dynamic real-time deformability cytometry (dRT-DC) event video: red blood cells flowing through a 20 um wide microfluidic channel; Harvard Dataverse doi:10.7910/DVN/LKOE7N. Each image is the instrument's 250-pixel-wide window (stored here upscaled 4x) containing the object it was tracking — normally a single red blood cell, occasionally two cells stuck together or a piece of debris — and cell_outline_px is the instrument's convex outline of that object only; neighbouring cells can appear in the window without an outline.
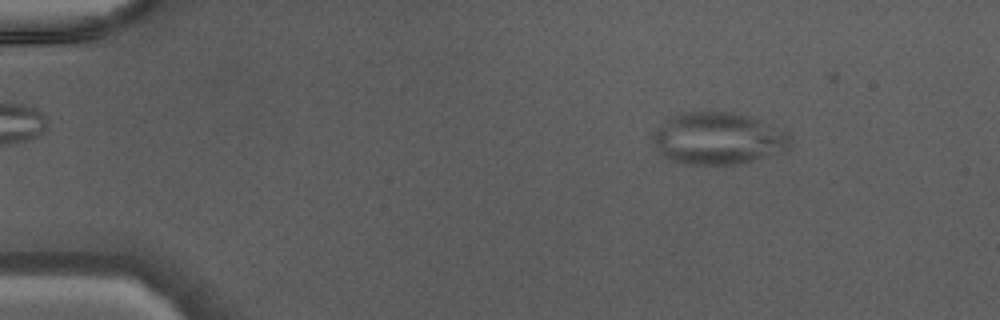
{"species": "Egyptian fruit bat (a non-hibernating species)", "species_latin": "Rousettus aegyptiacus", "temperature_condition": "warm", "stored_images_in_passage": 46, "camera_frame_rate_fps": 3000, "um_per_image_px": 0.085, "animal": {"sex": "male"}, "frame": {"image": 1, "passage_image": 7, "time_ms": 2.0, "image_size_px": [1000, 320], "cell_outline_px": [[792, 136], [788, 148], [784, 152], [752, 160], [732, 164], [688, 164], [672, 160], [664, 156], [652, 140], [652, 132], [668, 116], [680, 112], [732, 112], [756, 120], [788, 132]], "centroid_in_image_um": [61.0, 11.76], "position_along_channel_um": 24.0, "area_um2": 41.33}}